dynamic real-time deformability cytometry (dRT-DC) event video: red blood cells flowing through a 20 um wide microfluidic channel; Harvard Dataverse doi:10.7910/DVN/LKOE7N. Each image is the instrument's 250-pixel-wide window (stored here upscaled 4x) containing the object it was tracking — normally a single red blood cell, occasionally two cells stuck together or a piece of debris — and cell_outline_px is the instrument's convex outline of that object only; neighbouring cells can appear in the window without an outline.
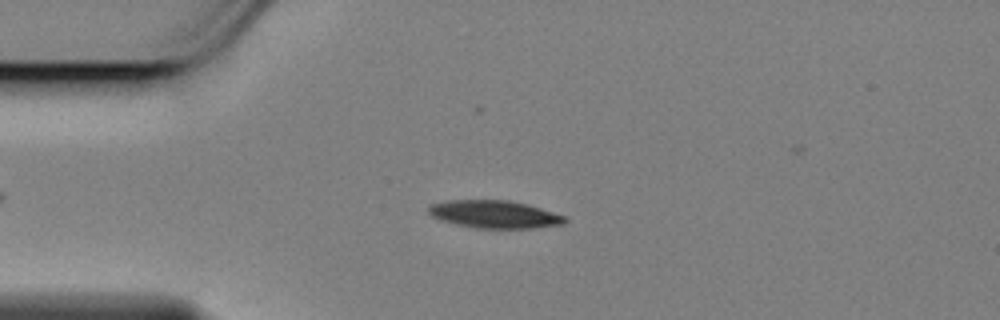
{"species": "Egyptian fruit bat (a non-hibernating species)", "species_latin": "Rousettus aegyptiacus", "temperature_condition": "cold", "stored_images_in_passage": 52, "camera_frame_rate_fps": 3000, "um_per_image_px": 0.085, "animal": {"sex": "female"}, "frame": {"image": 1, "passage_image": 13, "time_ms": 4.0, "image_size_px": [1000, 320], "cell_outline_px": [[568, 220], [564, 224], [532, 228], [476, 228], [456, 224], [440, 220], [432, 216], [428, 212], [428, 208], [432, 204], [448, 200], [508, 200], [528, 204], [564, 216]], "centroid_in_image_um": [42.02, 18.21], "position_along_channel_um": 43.0, "area_um2": 21.91}}
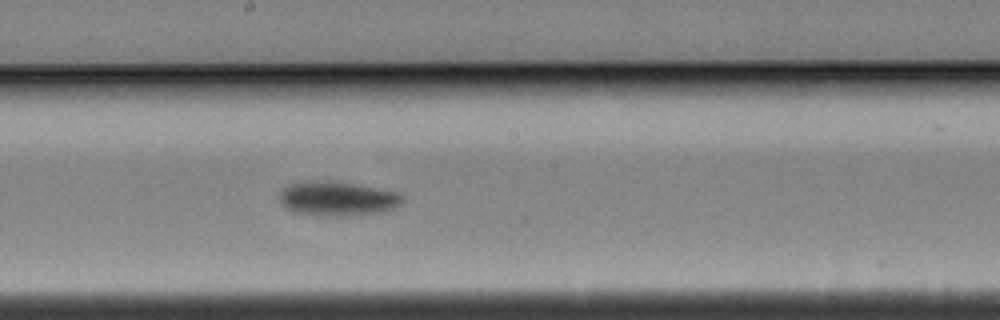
{"frame": {"image": 2, "passage_image": 30, "time_ms": 9.667, "image_size_px": [1000, 320], "cell_outline_px": [[404, 200], [400, 204], [392, 208], [380, 212], [352, 216], [320, 216], [292, 212], [284, 208], [280, 200], [280, 192], [288, 184], [316, 180], [340, 180], [400, 192], [404, 196]], "centroid_in_image_um": [28.69, 16.87], "position_along_channel_um": 219.5, "area_um2": 25.37}}
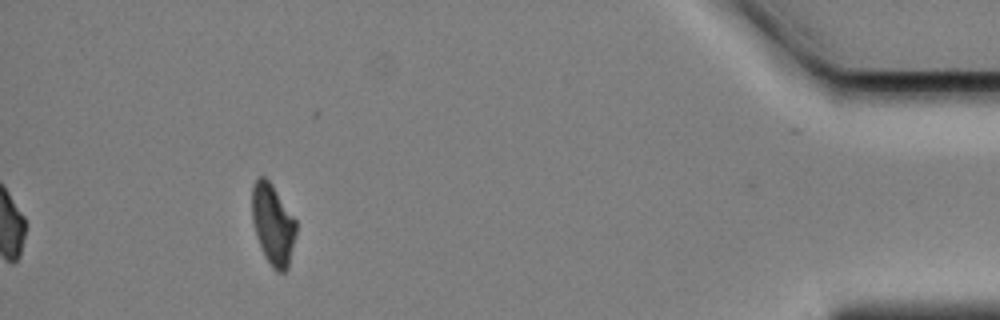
{"frame": {"image": 3, "passage_image": 52, "time_ms": 17.0, "image_size_px": [1000, 320], "cell_outline_px": [[296, 232], [288, 268], [284, 272], [276, 272], [272, 268], [264, 256], [256, 236], [252, 220], [252, 184], [260, 176], [264, 176], [272, 184], [296, 220]], "centroid_in_image_um": [23.19, 19.09], "position_along_channel_um": 412.0, "area_um2": 20.81}, "authors_computed_cell_mechanics": {"area_um2": 22.3686, "velocity_mm_per_s": 3.4451, "shape_relaxation_time_tau1_ms": 2.2997, "shape_relaxation_time_tau2_ms": null, "deformation_change_tau1": 0.108, "deformation_change_tau2": null}}